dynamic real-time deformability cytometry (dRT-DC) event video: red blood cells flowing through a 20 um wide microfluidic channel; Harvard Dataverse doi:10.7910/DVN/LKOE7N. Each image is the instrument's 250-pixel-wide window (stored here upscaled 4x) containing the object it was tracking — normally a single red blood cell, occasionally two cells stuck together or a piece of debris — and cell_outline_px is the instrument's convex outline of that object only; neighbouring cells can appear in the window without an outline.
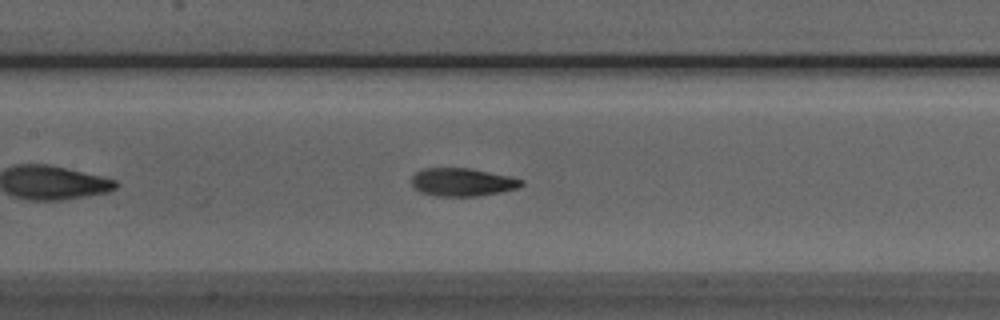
{"species": "Egyptian fruit bat (a non-hibernating species)", "species_latin": "Rousettus aegyptiacus", "temperature_condition": "room temperature", "stored_images_in_passage": 26, "camera_frame_rate_fps": 3000, "um_per_image_px": 0.085, "animal": {"sex": "male"}, "frame": {"image": 1, "passage_image": 13, "time_ms": 4.0, "image_size_px": [1000, 320], "cell_outline_px": [[524, 184], [516, 188], [500, 192], [480, 196], [436, 196], [420, 192], [412, 188], [412, 176], [416, 172], [424, 168], [468, 168], [512, 176], [524, 180]], "centroid_in_image_um": [39.29, 15.48], "position_along_channel_um": 168.1, "area_um2": 18.09}}
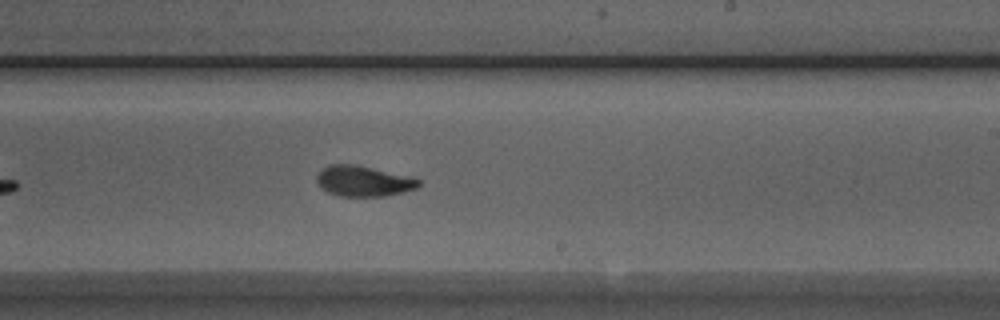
{"frame": {"image": 2, "passage_image": 20, "time_ms": 6.333, "image_size_px": [1000, 320], "cell_outline_px": [[420, 184], [416, 188], [384, 196], [340, 196], [328, 192], [320, 188], [316, 180], [316, 176], [320, 168], [328, 164], [356, 164], [408, 176], [420, 180]], "centroid_in_image_um": [30.81, 15.38], "position_along_channel_um": 258.2, "area_um2": 18.15}}
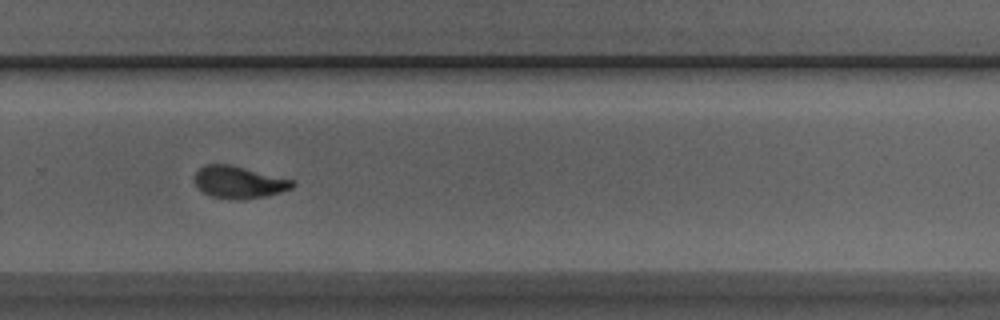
{"frame": {"image": 3, "passage_image": 24, "time_ms": 7.667, "image_size_px": [1000, 320], "cell_outline_px": [[296, 184], [292, 188], [280, 192], [264, 196], [236, 200], [228, 200], [212, 196], [196, 188], [192, 180], [196, 172], [204, 164], [232, 164], [296, 180]], "centroid_in_image_um": [20.29, 15.47], "position_along_channel_um": 309.5, "area_um2": 18.79}}